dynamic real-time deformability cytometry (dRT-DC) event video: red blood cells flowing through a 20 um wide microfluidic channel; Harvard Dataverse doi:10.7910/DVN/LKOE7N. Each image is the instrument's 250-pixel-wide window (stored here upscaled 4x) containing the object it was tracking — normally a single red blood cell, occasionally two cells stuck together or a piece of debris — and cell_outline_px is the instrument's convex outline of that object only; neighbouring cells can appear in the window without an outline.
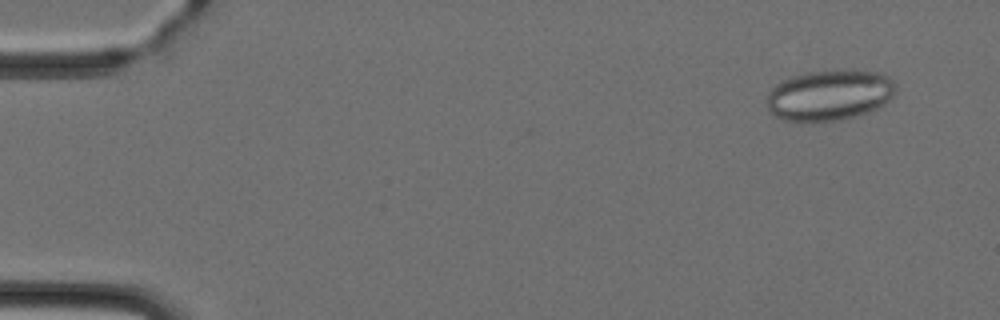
{"species": "Egyptian fruit bat (a non-hibernating species)", "species_latin": "Rousettus aegyptiacus", "temperature_condition": "cold", "stored_images_in_passage": 5, "camera_frame_rate_fps": 3000, "um_per_image_px": 0.085, "animal": {"sex": "female"}, "frame": {"image": 1, "passage_image": 2, "time_ms": 1.0, "image_size_px": [1000, 320], "cell_outline_px": [[896, 92], [884, 104], [868, 112], [856, 116], [840, 120], [812, 124], [784, 120], [772, 116], [768, 108], [768, 92], [776, 84], [792, 76], [808, 72], [880, 72], [888, 76], [896, 84]], "centroid_in_image_um": [70.47, 8.15], "position_along_channel_um": 14.5, "area_um2": 38.09}}